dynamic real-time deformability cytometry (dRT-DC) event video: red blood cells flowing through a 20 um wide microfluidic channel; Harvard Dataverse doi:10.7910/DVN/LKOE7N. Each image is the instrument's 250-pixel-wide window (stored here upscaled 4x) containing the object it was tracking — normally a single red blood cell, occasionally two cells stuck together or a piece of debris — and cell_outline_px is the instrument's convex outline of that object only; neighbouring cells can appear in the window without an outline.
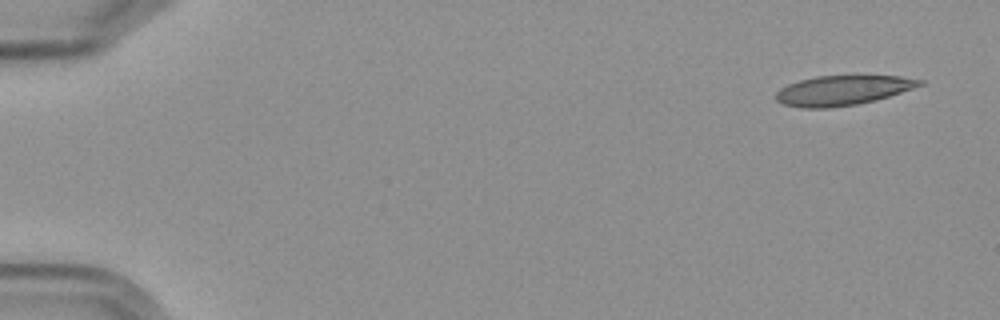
{"species": "Egyptian fruit bat (a non-hibernating species)", "species_latin": "Rousettus aegyptiacus", "temperature_condition": "cold", "stored_images_in_passage": 11, "camera_frame_rate_fps": 3000, "um_per_image_px": 0.085, "frame": {"image": 1, "passage_image": 1, "time_ms": 0.0, "image_size_px": [1000, 320], "cell_outline_px": [[924, 84], [876, 100], [856, 104], [828, 108], [800, 108], [784, 104], [776, 100], [776, 92], [780, 88], [788, 84], [800, 80], [816, 76], [900, 76], [924, 80]], "centroid_in_image_um": [71.6, 7.68], "position_along_channel_um": 13.4, "area_um2": 24.74}}